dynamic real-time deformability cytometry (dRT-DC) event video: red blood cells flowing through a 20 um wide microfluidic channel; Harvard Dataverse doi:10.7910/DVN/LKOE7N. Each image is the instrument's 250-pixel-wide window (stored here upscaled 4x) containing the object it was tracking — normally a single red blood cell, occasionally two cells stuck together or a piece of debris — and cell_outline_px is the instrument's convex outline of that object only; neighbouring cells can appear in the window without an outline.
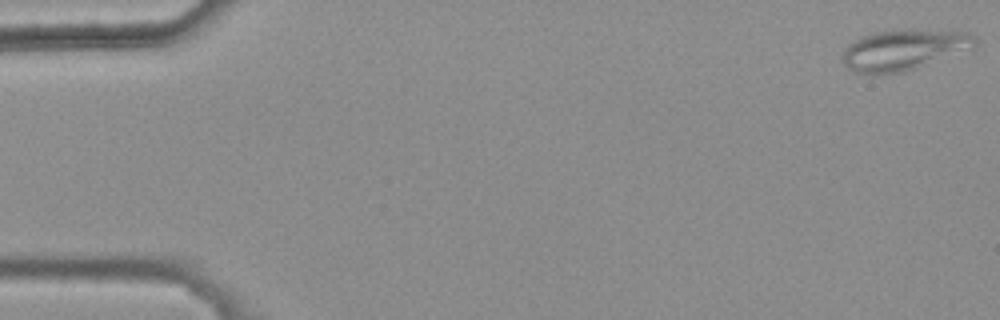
{"species": "common noctule bat (a hibernating species)", "species_latin": "Nyctalus noctula", "temperature_condition": "warm", "stored_images_in_passage": 49, "camera_frame_rate_fps": 3000, "um_per_image_px": 0.085, "animal": {"sex": "female", "body_mass_g": 25.1}, "frame": {"image": 1, "passage_image": 1, "time_ms": 0.0, "image_size_px": [1000, 320], "cell_outline_px": [[976, 48], [904, 72], [876, 76], [872, 76], [852, 72], [840, 60], [840, 56], [848, 44], [872, 32], [904, 28], [912, 28], [968, 32], [976, 36]], "centroid_in_image_um": [76.81, 4.24], "position_along_channel_um": 8.2, "area_um2": 32.66}}
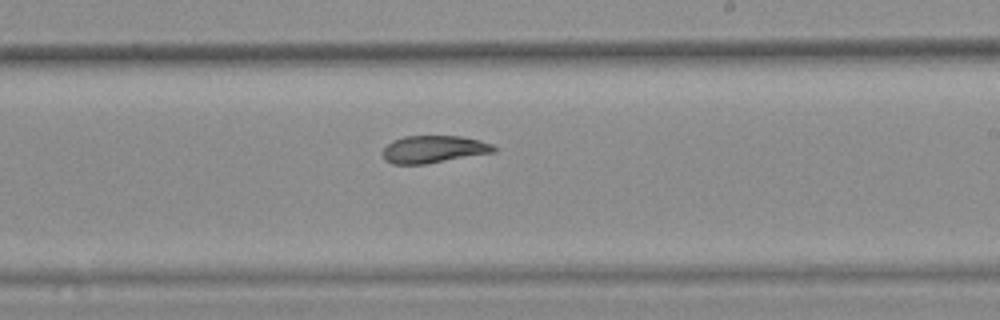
{"frame": {"image": 2, "passage_image": 32, "time_ms": 10.333, "image_size_px": [1000, 320], "cell_outline_px": [[496, 152], [424, 164], [392, 164], [384, 160], [380, 152], [392, 140], [404, 136], [460, 136], [480, 140], [492, 144], [496, 148]], "centroid_in_image_um": [36.82, 12.69], "position_along_channel_um": 252.2, "area_um2": 17.86}}
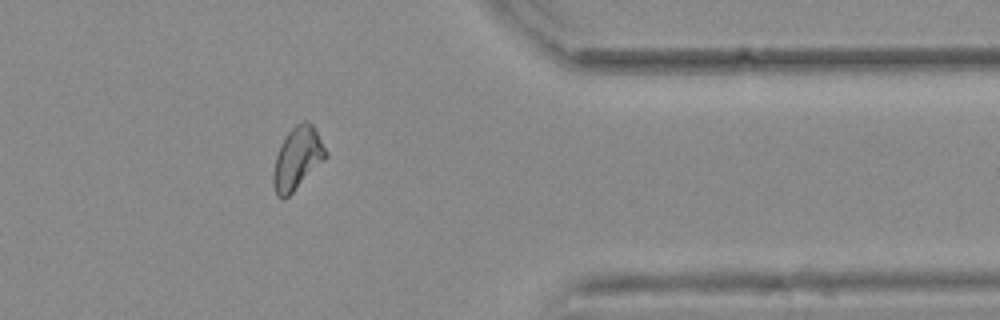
{"frame": {"image": 3, "passage_image": 44, "time_ms": 14.333, "image_size_px": [1000, 320], "cell_outline_px": [[328, 156], [284, 200], [280, 200], [276, 196], [272, 184], [272, 176], [276, 156], [280, 144], [288, 132], [296, 124], [304, 120], [308, 120], [312, 124], [328, 152]], "centroid_in_image_um": [25.25, 13.47], "position_along_channel_um": 386.1, "area_um2": 19.07}, "authors_computed_cell_mechanics": {"area_um2": 19.0162, "velocity_mm_per_s": 3.7361, "shape_relaxation_time_tau1_ms": null, "shape_relaxation_time_tau2_ms": 10.1009, "deformation_change_tau1": null, "deformation_change_tau2": 0.1341}}